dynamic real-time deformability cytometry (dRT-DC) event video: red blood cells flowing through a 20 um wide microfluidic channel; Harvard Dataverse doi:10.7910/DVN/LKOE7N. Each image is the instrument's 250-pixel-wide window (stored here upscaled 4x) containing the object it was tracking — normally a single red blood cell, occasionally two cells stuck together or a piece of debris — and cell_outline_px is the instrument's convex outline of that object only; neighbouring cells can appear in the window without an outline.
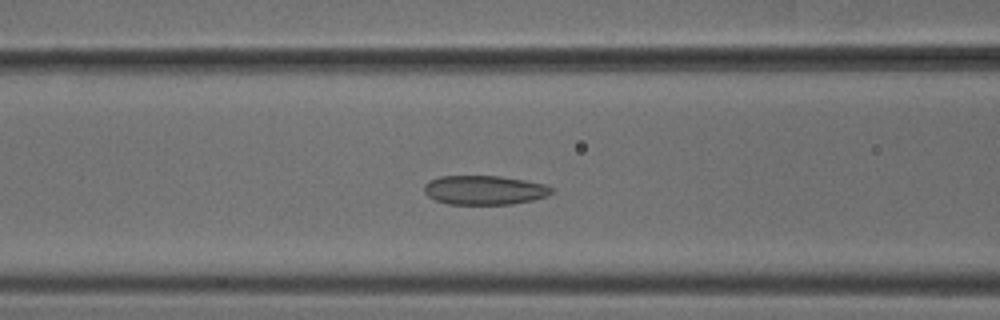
{"species": "common noctule bat (a hibernating species)", "species_latin": "Nyctalus noctula", "temperature_condition": "cold", "stored_images_in_passage": 51, "camera_frame_rate_fps": 3000, "um_per_image_px": 0.085, "animal": {"sex": "male", "body_mass_g": 18.8}, "frame": {"image": 1, "passage_image": 20, "time_ms": 6.333, "image_size_px": [1000, 320], "cell_outline_px": [[552, 192], [548, 196], [532, 200], [512, 204], [448, 204], [436, 200], [428, 196], [424, 192], [424, 184], [428, 180], [440, 176], [500, 176], [524, 180], [544, 184], [552, 188]], "centroid_in_image_um": [41.15, 16.15], "position_along_channel_um": 125.5, "area_um2": 21.68}}
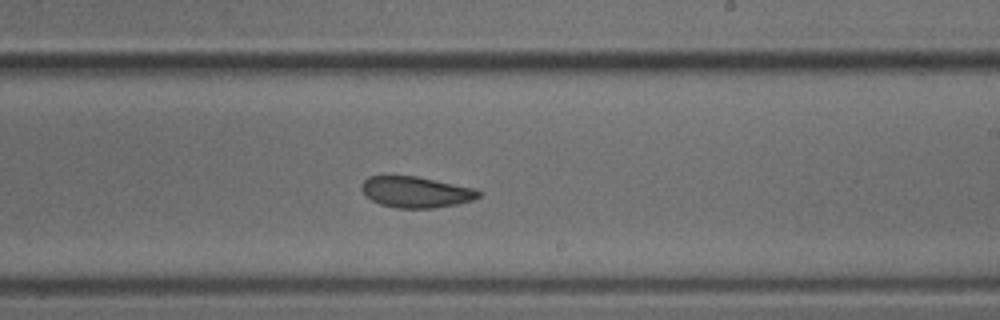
{"frame": {"image": 2, "passage_image": 30, "time_ms": 9.667, "image_size_px": [1000, 320], "cell_outline_px": [[480, 196], [472, 200], [456, 204], [432, 208], [396, 208], [380, 204], [372, 200], [360, 188], [364, 180], [368, 176], [416, 176], [476, 188], [480, 192]], "centroid_in_image_um": [35.36, 16.32], "position_along_channel_um": 253.6, "area_um2": 21.04}}
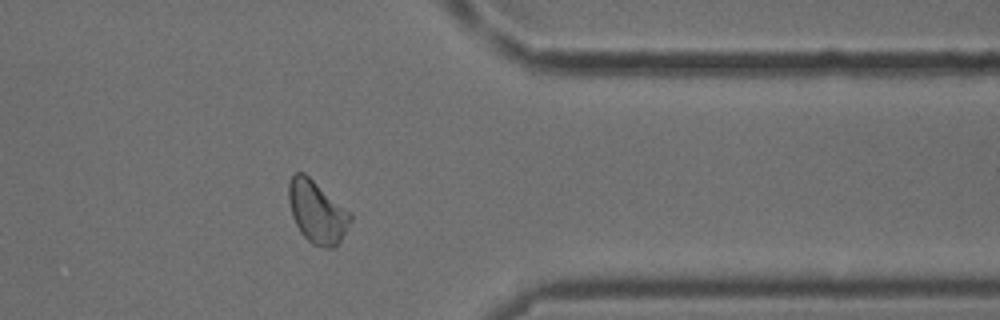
{"frame": {"image": 3, "passage_image": 41, "time_ms": 13.333, "image_size_px": [1000, 320], "cell_outline_px": [[352, 220], [336, 248], [324, 248], [312, 244], [300, 232], [292, 216], [288, 200], [288, 184], [292, 176], [296, 172], [304, 172], [352, 212]], "centroid_in_image_um": [26.96, 18.02], "position_along_channel_um": 384.4, "area_um2": 22.72}, "authors_computed_cell_mechanics": {"area_um2": 22.0218, "velocity_mm_per_s": 3.8503, "shape_relaxation_time_tau1_ms": null, "shape_relaxation_time_tau2_ms": 3.6333, "deformation_change_tau1": null, "deformation_change_tau2": 0.0824}}